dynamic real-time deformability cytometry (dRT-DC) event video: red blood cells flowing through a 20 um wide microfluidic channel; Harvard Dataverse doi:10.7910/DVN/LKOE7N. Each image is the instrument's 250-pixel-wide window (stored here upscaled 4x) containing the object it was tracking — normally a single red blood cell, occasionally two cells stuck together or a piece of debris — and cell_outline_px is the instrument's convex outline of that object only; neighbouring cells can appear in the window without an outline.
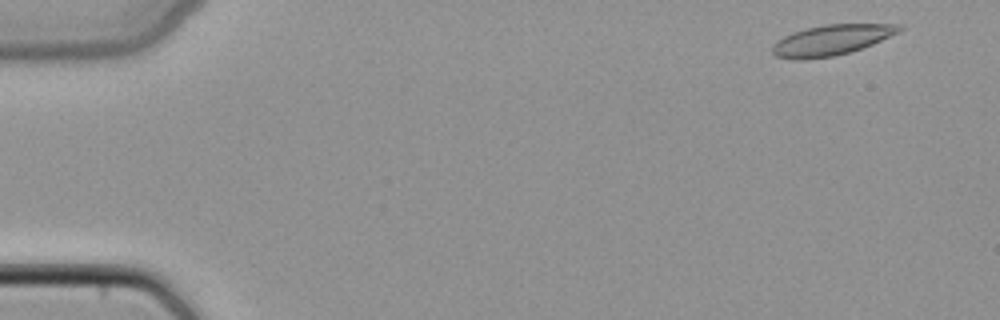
{"species": "common noctule bat (a hibernating species)", "species_latin": "Nyctalus noctula", "temperature_condition": "cold", "stored_images_in_passage": 45, "camera_frame_rate_fps": 3000, "um_per_image_px": 0.085, "animal": {"sex": "female", "body_mass_g": 22.7, "forearm_length_mm": 54.2}, "frame": {"image": 1, "passage_image": 1, "time_ms": 0.0, "image_size_px": [1000, 320], "cell_outline_px": [[904, 28], [900, 32], [872, 44], [848, 52], [832, 56], [804, 60], [792, 60], [776, 56], [772, 52], [772, 44], [776, 40], [792, 32], [804, 28], [824, 24], [904, 24]], "centroid_in_image_um": [70.64, 3.39], "position_along_channel_um": 14.4, "area_um2": 22.72}}
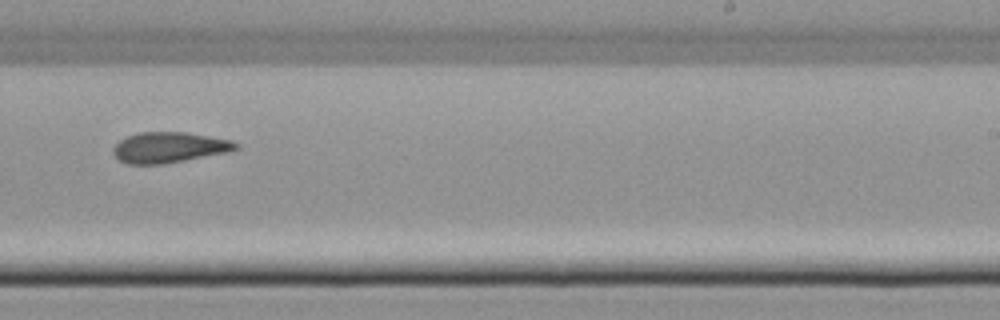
{"frame": {"image": 2, "passage_image": 28, "time_ms": 9.0, "image_size_px": [1000, 320], "cell_outline_px": [[240, 148], [228, 152], [164, 164], [128, 164], [120, 160], [112, 152], [112, 148], [120, 140], [128, 136], [140, 132], [188, 132], [232, 140], [240, 144]], "centroid_in_image_um": [14.41, 12.53], "position_along_channel_um": 274.6, "area_um2": 21.96}}
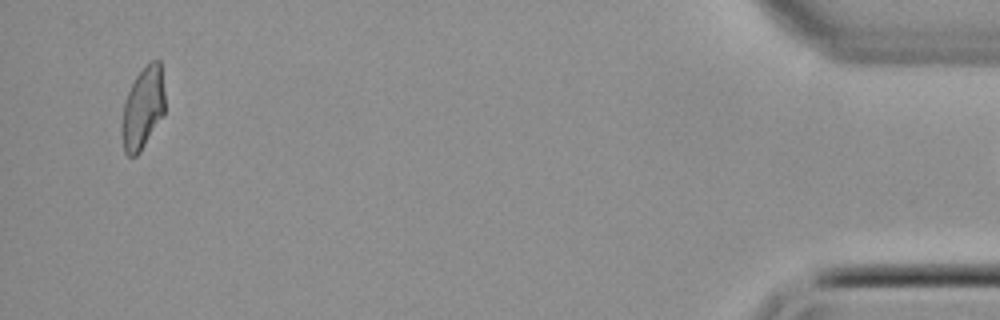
{"frame": {"image": 3, "passage_image": 44, "time_ms": 14.333, "image_size_px": [1000, 320], "cell_outline_px": [[164, 112], [140, 152], [136, 156], [128, 156], [124, 152], [120, 136], [120, 124], [124, 100], [136, 76], [148, 60], [160, 60], [164, 92]], "centroid_in_image_um": [12.09, 9.19], "position_along_channel_um": 423.1, "area_um2": 20.81}}